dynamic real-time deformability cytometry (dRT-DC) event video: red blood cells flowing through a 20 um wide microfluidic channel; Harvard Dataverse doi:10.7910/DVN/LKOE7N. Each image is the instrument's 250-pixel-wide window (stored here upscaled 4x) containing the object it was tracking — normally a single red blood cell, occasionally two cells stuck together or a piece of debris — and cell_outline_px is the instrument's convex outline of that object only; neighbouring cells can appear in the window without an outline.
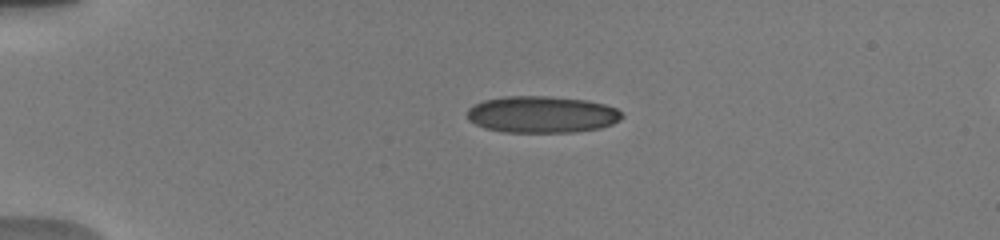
{"species": "human", "species_latin": "Homo sapiens", "temperature_condition": "warm", "stored_images_in_passage": 10, "camera_frame_rate_fps": 3000, "um_per_image_px": 0.085, "donor": {"sex": "male"}, "frame": {"image": 1, "passage_image": 6, "time_ms": 3.667, "image_size_px": [1000, 240], "cell_outline_px": [[624, 116], [620, 120], [612, 124], [600, 128], [576, 132], [504, 132], [484, 128], [468, 120], [468, 108], [472, 104], [484, 100], [508, 96], [548, 96], [584, 100], [604, 104], [616, 108]], "centroid_in_image_um": [46.05, 9.73], "position_along_channel_um": 39.0, "area_um2": 33.18}}
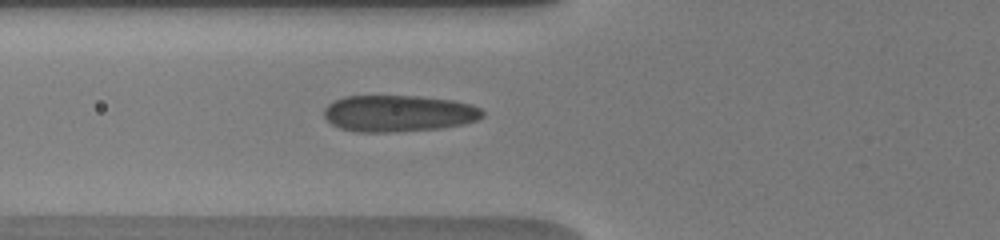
{"frame": {"image": 2, "passage_image": 10, "time_ms": 6.333, "image_size_px": [1000, 240], "cell_outline_px": [[484, 116], [476, 120], [464, 124], [440, 128], [388, 132], [356, 132], [340, 128], [332, 124], [324, 116], [324, 108], [328, 104], [344, 96], [420, 96], [452, 100], [472, 104], [480, 108], [484, 112]], "centroid_in_image_um": [33.89, 9.63], "position_along_channel_um": 91.9, "area_um2": 33.81}}